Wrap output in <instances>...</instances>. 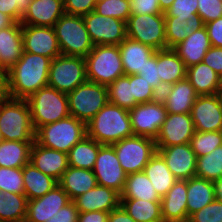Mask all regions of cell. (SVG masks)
<instances>
[{
	"label": "cell",
	"mask_w": 222,
	"mask_h": 222,
	"mask_svg": "<svg viewBox=\"0 0 222 222\" xmlns=\"http://www.w3.org/2000/svg\"><path fill=\"white\" fill-rule=\"evenodd\" d=\"M51 58L23 52L18 62L6 72L9 97L28 99L40 88L48 86Z\"/></svg>",
	"instance_id": "6da1fadb"
},
{
	"label": "cell",
	"mask_w": 222,
	"mask_h": 222,
	"mask_svg": "<svg viewBox=\"0 0 222 222\" xmlns=\"http://www.w3.org/2000/svg\"><path fill=\"white\" fill-rule=\"evenodd\" d=\"M86 135L102 145H112L133 136L129 110L108 102L86 124Z\"/></svg>",
	"instance_id": "7a4b0ae2"
},
{
	"label": "cell",
	"mask_w": 222,
	"mask_h": 222,
	"mask_svg": "<svg viewBox=\"0 0 222 222\" xmlns=\"http://www.w3.org/2000/svg\"><path fill=\"white\" fill-rule=\"evenodd\" d=\"M0 133L3 140L35 141L31 110L26 99L8 97L0 104Z\"/></svg>",
	"instance_id": "3957f363"
},
{
	"label": "cell",
	"mask_w": 222,
	"mask_h": 222,
	"mask_svg": "<svg viewBox=\"0 0 222 222\" xmlns=\"http://www.w3.org/2000/svg\"><path fill=\"white\" fill-rule=\"evenodd\" d=\"M85 136L86 124L74 116L43 125L35 131L38 144L66 154Z\"/></svg>",
	"instance_id": "277c9868"
},
{
	"label": "cell",
	"mask_w": 222,
	"mask_h": 222,
	"mask_svg": "<svg viewBox=\"0 0 222 222\" xmlns=\"http://www.w3.org/2000/svg\"><path fill=\"white\" fill-rule=\"evenodd\" d=\"M31 121L36 131L39 127L70 116L67 94L46 86L40 88L28 99Z\"/></svg>",
	"instance_id": "5b68a950"
},
{
	"label": "cell",
	"mask_w": 222,
	"mask_h": 222,
	"mask_svg": "<svg viewBox=\"0 0 222 222\" xmlns=\"http://www.w3.org/2000/svg\"><path fill=\"white\" fill-rule=\"evenodd\" d=\"M85 60L88 81L108 87L125 75L118 45H94Z\"/></svg>",
	"instance_id": "8992f818"
},
{
	"label": "cell",
	"mask_w": 222,
	"mask_h": 222,
	"mask_svg": "<svg viewBox=\"0 0 222 222\" xmlns=\"http://www.w3.org/2000/svg\"><path fill=\"white\" fill-rule=\"evenodd\" d=\"M62 55L85 58L94 44L83 16L64 14L53 26Z\"/></svg>",
	"instance_id": "52a82bcc"
},
{
	"label": "cell",
	"mask_w": 222,
	"mask_h": 222,
	"mask_svg": "<svg viewBox=\"0 0 222 222\" xmlns=\"http://www.w3.org/2000/svg\"><path fill=\"white\" fill-rule=\"evenodd\" d=\"M69 113L87 124L108 102V87L85 81L67 94Z\"/></svg>",
	"instance_id": "ba28073f"
},
{
	"label": "cell",
	"mask_w": 222,
	"mask_h": 222,
	"mask_svg": "<svg viewBox=\"0 0 222 222\" xmlns=\"http://www.w3.org/2000/svg\"><path fill=\"white\" fill-rule=\"evenodd\" d=\"M87 81L86 60L83 57L60 55L51 61L48 86L68 94Z\"/></svg>",
	"instance_id": "9c48e42d"
},
{
	"label": "cell",
	"mask_w": 222,
	"mask_h": 222,
	"mask_svg": "<svg viewBox=\"0 0 222 222\" xmlns=\"http://www.w3.org/2000/svg\"><path fill=\"white\" fill-rule=\"evenodd\" d=\"M122 169L128 174L142 172L156 153L155 140L133 135L112 144Z\"/></svg>",
	"instance_id": "30bf717a"
},
{
	"label": "cell",
	"mask_w": 222,
	"mask_h": 222,
	"mask_svg": "<svg viewBox=\"0 0 222 222\" xmlns=\"http://www.w3.org/2000/svg\"><path fill=\"white\" fill-rule=\"evenodd\" d=\"M126 34L127 38L150 46L156 51L167 49L164 13L131 15L126 22Z\"/></svg>",
	"instance_id": "8fae6325"
},
{
	"label": "cell",
	"mask_w": 222,
	"mask_h": 222,
	"mask_svg": "<svg viewBox=\"0 0 222 222\" xmlns=\"http://www.w3.org/2000/svg\"><path fill=\"white\" fill-rule=\"evenodd\" d=\"M129 116L134 135L156 140L166 119L167 110L162 100L158 98L151 102L137 104L129 110Z\"/></svg>",
	"instance_id": "7c38bea8"
},
{
	"label": "cell",
	"mask_w": 222,
	"mask_h": 222,
	"mask_svg": "<svg viewBox=\"0 0 222 222\" xmlns=\"http://www.w3.org/2000/svg\"><path fill=\"white\" fill-rule=\"evenodd\" d=\"M83 21L94 45H119L127 38L126 22L120 19L92 11L83 16Z\"/></svg>",
	"instance_id": "4fadbf2b"
},
{
	"label": "cell",
	"mask_w": 222,
	"mask_h": 222,
	"mask_svg": "<svg viewBox=\"0 0 222 222\" xmlns=\"http://www.w3.org/2000/svg\"><path fill=\"white\" fill-rule=\"evenodd\" d=\"M93 173L98 185L111 188L119 194L122 193L127 173L122 169L112 145L100 147Z\"/></svg>",
	"instance_id": "5bb4252c"
},
{
	"label": "cell",
	"mask_w": 222,
	"mask_h": 222,
	"mask_svg": "<svg viewBox=\"0 0 222 222\" xmlns=\"http://www.w3.org/2000/svg\"><path fill=\"white\" fill-rule=\"evenodd\" d=\"M190 115L195 131H222L220 93L198 96L192 106Z\"/></svg>",
	"instance_id": "9a60e30c"
},
{
	"label": "cell",
	"mask_w": 222,
	"mask_h": 222,
	"mask_svg": "<svg viewBox=\"0 0 222 222\" xmlns=\"http://www.w3.org/2000/svg\"><path fill=\"white\" fill-rule=\"evenodd\" d=\"M195 132L191 115L187 113H167L159 135L155 140L156 147H168L188 144Z\"/></svg>",
	"instance_id": "2e32d148"
},
{
	"label": "cell",
	"mask_w": 222,
	"mask_h": 222,
	"mask_svg": "<svg viewBox=\"0 0 222 222\" xmlns=\"http://www.w3.org/2000/svg\"><path fill=\"white\" fill-rule=\"evenodd\" d=\"M25 52L54 59L62 55L53 27L22 25Z\"/></svg>",
	"instance_id": "e0dca14e"
},
{
	"label": "cell",
	"mask_w": 222,
	"mask_h": 222,
	"mask_svg": "<svg viewBox=\"0 0 222 222\" xmlns=\"http://www.w3.org/2000/svg\"><path fill=\"white\" fill-rule=\"evenodd\" d=\"M156 149L177 180H189L195 177L197 157L190 143L156 147Z\"/></svg>",
	"instance_id": "ac0fdd59"
},
{
	"label": "cell",
	"mask_w": 222,
	"mask_h": 222,
	"mask_svg": "<svg viewBox=\"0 0 222 222\" xmlns=\"http://www.w3.org/2000/svg\"><path fill=\"white\" fill-rule=\"evenodd\" d=\"M70 201L68 194L58 184L44 196L28 200L25 222H45Z\"/></svg>",
	"instance_id": "d6986e66"
},
{
	"label": "cell",
	"mask_w": 222,
	"mask_h": 222,
	"mask_svg": "<svg viewBox=\"0 0 222 222\" xmlns=\"http://www.w3.org/2000/svg\"><path fill=\"white\" fill-rule=\"evenodd\" d=\"M30 163L57 181L60 180L69 166L66 153L46 148L36 141H34L31 146Z\"/></svg>",
	"instance_id": "ffe728a7"
},
{
	"label": "cell",
	"mask_w": 222,
	"mask_h": 222,
	"mask_svg": "<svg viewBox=\"0 0 222 222\" xmlns=\"http://www.w3.org/2000/svg\"><path fill=\"white\" fill-rule=\"evenodd\" d=\"M199 95L187 78L165 87L159 98L162 100L167 113H191L193 104Z\"/></svg>",
	"instance_id": "44dd1931"
},
{
	"label": "cell",
	"mask_w": 222,
	"mask_h": 222,
	"mask_svg": "<svg viewBox=\"0 0 222 222\" xmlns=\"http://www.w3.org/2000/svg\"><path fill=\"white\" fill-rule=\"evenodd\" d=\"M79 213L90 211L111 212L120 206V194L111 188L96 185L93 189L75 198Z\"/></svg>",
	"instance_id": "7402d4cb"
},
{
	"label": "cell",
	"mask_w": 222,
	"mask_h": 222,
	"mask_svg": "<svg viewBox=\"0 0 222 222\" xmlns=\"http://www.w3.org/2000/svg\"><path fill=\"white\" fill-rule=\"evenodd\" d=\"M64 14L63 0H33L20 24L53 27Z\"/></svg>",
	"instance_id": "603a6c76"
},
{
	"label": "cell",
	"mask_w": 222,
	"mask_h": 222,
	"mask_svg": "<svg viewBox=\"0 0 222 222\" xmlns=\"http://www.w3.org/2000/svg\"><path fill=\"white\" fill-rule=\"evenodd\" d=\"M164 222H188L187 180H177L165 196L161 198Z\"/></svg>",
	"instance_id": "cb8c5ba5"
},
{
	"label": "cell",
	"mask_w": 222,
	"mask_h": 222,
	"mask_svg": "<svg viewBox=\"0 0 222 222\" xmlns=\"http://www.w3.org/2000/svg\"><path fill=\"white\" fill-rule=\"evenodd\" d=\"M24 52L22 25L15 22L0 30V69L7 72L22 57Z\"/></svg>",
	"instance_id": "d4e9b609"
},
{
	"label": "cell",
	"mask_w": 222,
	"mask_h": 222,
	"mask_svg": "<svg viewBox=\"0 0 222 222\" xmlns=\"http://www.w3.org/2000/svg\"><path fill=\"white\" fill-rule=\"evenodd\" d=\"M211 43L206 28L193 31L184 41L176 45L173 50L184 62L186 68L201 63Z\"/></svg>",
	"instance_id": "484cf974"
},
{
	"label": "cell",
	"mask_w": 222,
	"mask_h": 222,
	"mask_svg": "<svg viewBox=\"0 0 222 222\" xmlns=\"http://www.w3.org/2000/svg\"><path fill=\"white\" fill-rule=\"evenodd\" d=\"M125 75L139 74L156 50L140 42L126 38L119 45Z\"/></svg>",
	"instance_id": "4316f807"
},
{
	"label": "cell",
	"mask_w": 222,
	"mask_h": 222,
	"mask_svg": "<svg viewBox=\"0 0 222 222\" xmlns=\"http://www.w3.org/2000/svg\"><path fill=\"white\" fill-rule=\"evenodd\" d=\"M58 184L68 194L70 200L73 201L78 196L93 189L97 185V179L93 170L68 166Z\"/></svg>",
	"instance_id": "83f0119b"
},
{
	"label": "cell",
	"mask_w": 222,
	"mask_h": 222,
	"mask_svg": "<svg viewBox=\"0 0 222 222\" xmlns=\"http://www.w3.org/2000/svg\"><path fill=\"white\" fill-rule=\"evenodd\" d=\"M157 65L164 87L186 78L187 68L173 49L157 50Z\"/></svg>",
	"instance_id": "f1b7e54d"
},
{
	"label": "cell",
	"mask_w": 222,
	"mask_h": 222,
	"mask_svg": "<svg viewBox=\"0 0 222 222\" xmlns=\"http://www.w3.org/2000/svg\"><path fill=\"white\" fill-rule=\"evenodd\" d=\"M186 78L199 96L220 93V76L203 62L188 67Z\"/></svg>",
	"instance_id": "f546056e"
},
{
	"label": "cell",
	"mask_w": 222,
	"mask_h": 222,
	"mask_svg": "<svg viewBox=\"0 0 222 222\" xmlns=\"http://www.w3.org/2000/svg\"><path fill=\"white\" fill-rule=\"evenodd\" d=\"M24 194L28 200L37 199L52 190L58 181L38 170L32 163L22 167Z\"/></svg>",
	"instance_id": "4dcf8cb0"
},
{
	"label": "cell",
	"mask_w": 222,
	"mask_h": 222,
	"mask_svg": "<svg viewBox=\"0 0 222 222\" xmlns=\"http://www.w3.org/2000/svg\"><path fill=\"white\" fill-rule=\"evenodd\" d=\"M215 199L214 183L199 177L187 180V215L189 217Z\"/></svg>",
	"instance_id": "1f68e13d"
},
{
	"label": "cell",
	"mask_w": 222,
	"mask_h": 222,
	"mask_svg": "<svg viewBox=\"0 0 222 222\" xmlns=\"http://www.w3.org/2000/svg\"><path fill=\"white\" fill-rule=\"evenodd\" d=\"M143 171L161 198L166 195L169 189L177 181L167 167L165 160L157 151L150 158Z\"/></svg>",
	"instance_id": "d6a6232c"
},
{
	"label": "cell",
	"mask_w": 222,
	"mask_h": 222,
	"mask_svg": "<svg viewBox=\"0 0 222 222\" xmlns=\"http://www.w3.org/2000/svg\"><path fill=\"white\" fill-rule=\"evenodd\" d=\"M205 27L204 21L199 15H195L188 20L177 19V17H165V37L167 49H173L181 43L193 31Z\"/></svg>",
	"instance_id": "836d02e7"
},
{
	"label": "cell",
	"mask_w": 222,
	"mask_h": 222,
	"mask_svg": "<svg viewBox=\"0 0 222 222\" xmlns=\"http://www.w3.org/2000/svg\"><path fill=\"white\" fill-rule=\"evenodd\" d=\"M101 146L102 144L86 135L67 153L68 165L93 170Z\"/></svg>",
	"instance_id": "e575fe53"
},
{
	"label": "cell",
	"mask_w": 222,
	"mask_h": 222,
	"mask_svg": "<svg viewBox=\"0 0 222 222\" xmlns=\"http://www.w3.org/2000/svg\"><path fill=\"white\" fill-rule=\"evenodd\" d=\"M120 199H142L145 201H161L153 184L144 171L127 175Z\"/></svg>",
	"instance_id": "d590c367"
},
{
	"label": "cell",
	"mask_w": 222,
	"mask_h": 222,
	"mask_svg": "<svg viewBox=\"0 0 222 222\" xmlns=\"http://www.w3.org/2000/svg\"><path fill=\"white\" fill-rule=\"evenodd\" d=\"M120 206L136 222H164L162 218L161 201L120 199Z\"/></svg>",
	"instance_id": "8d00e7d4"
},
{
	"label": "cell",
	"mask_w": 222,
	"mask_h": 222,
	"mask_svg": "<svg viewBox=\"0 0 222 222\" xmlns=\"http://www.w3.org/2000/svg\"><path fill=\"white\" fill-rule=\"evenodd\" d=\"M33 142L2 140L0 142V167L22 168L30 162Z\"/></svg>",
	"instance_id": "74e56055"
},
{
	"label": "cell",
	"mask_w": 222,
	"mask_h": 222,
	"mask_svg": "<svg viewBox=\"0 0 222 222\" xmlns=\"http://www.w3.org/2000/svg\"><path fill=\"white\" fill-rule=\"evenodd\" d=\"M28 199L25 194L0 189V222H25Z\"/></svg>",
	"instance_id": "f35d334b"
},
{
	"label": "cell",
	"mask_w": 222,
	"mask_h": 222,
	"mask_svg": "<svg viewBox=\"0 0 222 222\" xmlns=\"http://www.w3.org/2000/svg\"><path fill=\"white\" fill-rule=\"evenodd\" d=\"M195 176L212 182L222 177V145L207 155L197 157Z\"/></svg>",
	"instance_id": "ab89813d"
},
{
	"label": "cell",
	"mask_w": 222,
	"mask_h": 222,
	"mask_svg": "<svg viewBox=\"0 0 222 222\" xmlns=\"http://www.w3.org/2000/svg\"><path fill=\"white\" fill-rule=\"evenodd\" d=\"M109 102L121 108L130 110L138 103L132 97V83L129 81V75L117 78L108 86Z\"/></svg>",
	"instance_id": "60d3db41"
},
{
	"label": "cell",
	"mask_w": 222,
	"mask_h": 222,
	"mask_svg": "<svg viewBox=\"0 0 222 222\" xmlns=\"http://www.w3.org/2000/svg\"><path fill=\"white\" fill-rule=\"evenodd\" d=\"M190 145L196 157L207 155L222 145V131H195L191 138Z\"/></svg>",
	"instance_id": "b9f144b4"
},
{
	"label": "cell",
	"mask_w": 222,
	"mask_h": 222,
	"mask_svg": "<svg viewBox=\"0 0 222 222\" xmlns=\"http://www.w3.org/2000/svg\"><path fill=\"white\" fill-rule=\"evenodd\" d=\"M96 13L127 22L131 16L130 0H103L96 3Z\"/></svg>",
	"instance_id": "7bdbcfd3"
},
{
	"label": "cell",
	"mask_w": 222,
	"mask_h": 222,
	"mask_svg": "<svg viewBox=\"0 0 222 222\" xmlns=\"http://www.w3.org/2000/svg\"><path fill=\"white\" fill-rule=\"evenodd\" d=\"M0 189L5 193L24 194L22 168L0 167Z\"/></svg>",
	"instance_id": "ee69618b"
},
{
	"label": "cell",
	"mask_w": 222,
	"mask_h": 222,
	"mask_svg": "<svg viewBox=\"0 0 222 222\" xmlns=\"http://www.w3.org/2000/svg\"><path fill=\"white\" fill-rule=\"evenodd\" d=\"M129 81L132 83V97L138 104L157 100L160 94L138 74L129 75Z\"/></svg>",
	"instance_id": "f6af8a7d"
},
{
	"label": "cell",
	"mask_w": 222,
	"mask_h": 222,
	"mask_svg": "<svg viewBox=\"0 0 222 222\" xmlns=\"http://www.w3.org/2000/svg\"><path fill=\"white\" fill-rule=\"evenodd\" d=\"M198 15V0H174L171 7L164 13L165 17H177L183 21Z\"/></svg>",
	"instance_id": "bcb514c9"
},
{
	"label": "cell",
	"mask_w": 222,
	"mask_h": 222,
	"mask_svg": "<svg viewBox=\"0 0 222 222\" xmlns=\"http://www.w3.org/2000/svg\"><path fill=\"white\" fill-rule=\"evenodd\" d=\"M188 222H222V201L214 199L210 204L193 213Z\"/></svg>",
	"instance_id": "7dc6e473"
},
{
	"label": "cell",
	"mask_w": 222,
	"mask_h": 222,
	"mask_svg": "<svg viewBox=\"0 0 222 222\" xmlns=\"http://www.w3.org/2000/svg\"><path fill=\"white\" fill-rule=\"evenodd\" d=\"M141 77L144 78L159 94H161L164 90V86L161 83L158 65H157V51L148 58L146 65L143 70L139 72Z\"/></svg>",
	"instance_id": "c3c4849f"
},
{
	"label": "cell",
	"mask_w": 222,
	"mask_h": 222,
	"mask_svg": "<svg viewBox=\"0 0 222 222\" xmlns=\"http://www.w3.org/2000/svg\"><path fill=\"white\" fill-rule=\"evenodd\" d=\"M198 15L208 23L222 17L221 0H198Z\"/></svg>",
	"instance_id": "681fc988"
},
{
	"label": "cell",
	"mask_w": 222,
	"mask_h": 222,
	"mask_svg": "<svg viewBox=\"0 0 222 222\" xmlns=\"http://www.w3.org/2000/svg\"><path fill=\"white\" fill-rule=\"evenodd\" d=\"M64 12L69 15L85 16L95 10L96 0H63Z\"/></svg>",
	"instance_id": "f907efd6"
},
{
	"label": "cell",
	"mask_w": 222,
	"mask_h": 222,
	"mask_svg": "<svg viewBox=\"0 0 222 222\" xmlns=\"http://www.w3.org/2000/svg\"><path fill=\"white\" fill-rule=\"evenodd\" d=\"M131 15H150L163 13L159 0H130Z\"/></svg>",
	"instance_id": "816d5d0a"
},
{
	"label": "cell",
	"mask_w": 222,
	"mask_h": 222,
	"mask_svg": "<svg viewBox=\"0 0 222 222\" xmlns=\"http://www.w3.org/2000/svg\"><path fill=\"white\" fill-rule=\"evenodd\" d=\"M79 211L74 201L62 207L54 216L45 222H78Z\"/></svg>",
	"instance_id": "f5cc1de1"
},
{
	"label": "cell",
	"mask_w": 222,
	"mask_h": 222,
	"mask_svg": "<svg viewBox=\"0 0 222 222\" xmlns=\"http://www.w3.org/2000/svg\"><path fill=\"white\" fill-rule=\"evenodd\" d=\"M202 62L212 68L221 77L222 47L211 46V48L206 52Z\"/></svg>",
	"instance_id": "db71d44e"
},
{
	"label": "cell",
	"mask_w": 222,
	"mask_h": 222,
	"mask_svg": "<svg viewBox=\"0 0 222 222\" xmlns=\"http://www.w3.org/2000/svg\"><path fill=\"white\" fill-rule=\"evenodd\" d=\"M211 46L222 47V17L205 24Z\"/></svg>",
	"instance_id": "11a10c76"
},
{
	"label": "cell",
	"mask_w": 222,
	"mask_h": 222,
	"mask_svg": "<svg viewBox=\"0 0 222 222\" xmlns=\"http://www.w3.org/2000/svg\"><path fill=\"white\" fill-rule=\"evenodd\" d=\"M109 212L90 211L79 213L78 222H108Z\"/></svg>",
	"instance_id": "9f6ffc18"
},
{
	"label": "cell",
	"mask_w": 222,
	"mask_h": 222,
	"mask_svg": "<svg viewBox=\"0 0 222 222\" xmlns=\"http://www.w3.org/2000/svg\"><path fill=\"white\" fill-rule=\"evenodd\" d=\"M108 222H136L128 213L119 206L112 210L108 216Z\"/></svg>",
	"instance_id": "6f0895ef"
},
{
	"label": "cell",
	"mask_w": 222,
	"mask_h": 222,
	"mask_svg": "<svg viewBox=\"0 0 222 222\" xmlns=\"http://www.w3.org/2000/svg\"><path fill=\"white\" fill-rule=\"evenodd\" d=\"M0 12L17 22L16 0H0Z\"/></svg>",
	"instance_id": "680465c9"
},
{
	"label": "cell",
	"mask_w": 222,
	"mask_h": 222,
	"mask_svg": "<svg viewBox=\"0 0 222 222\" xmlns=\"http://www.w3.org/2000/svg\"><path fill=\"white\" fill-rule=\"evenodd\" d=\"M9 97L6 72L0 69V104Z\"/></svg>",
	"instance_id": "91938a15"
},
{
	"label": "cell",
	"mask_w": 222,
	"mask_h": 222,
	"mask_svg": "<svg viewBox=\"0 0 222 222\" xmlns=\"http://www.w3.org/2000/svg\"><path fill=\"white\" fill-rule=\"evenodd\" d=\"M33 0H16L17 22H21L22 16L26 13L28 6Z\"/></svg>",
	"instance_id": "94428289"
},
{
	"label": "cell",
	"mask_w": 222,
	"mask_h": 222,
	"mask_svg": "<svg viewBox=\"0 0 222 222\" xmlns=\"http://www.w3.org/2000/svg\"><path fill=\"white\" fill-rule=\"evenodd\" d=\"M14 23L15 21L11 17L0 12V30L12 26Z\"/></svg>",
	"instance_id": "6125c7cd"
},
{
	"label": "cell",
	"mask_w": 222,
	"mask_h": 222,
	"mask_svg": "<svg viewBox=\"0 0 222 222\" xmlns=\"http://www.w3.org/2000/svg\"><path fill=\"white\" fill-rule=\"evenodd\" d=\"M215 199L222 201V177L214 182Z\"/></svg>",
	"instance_id": "be15d7a7"
},
{
	"label": "cell",
	"mask_w": 222,
	"mask_h": 222,
	"mask_svg": "<svg viewBox=\"0 0 222 222\" xmlns=\"http://www.w3.org/2000/svg\"><path fill=\"white\" fill-rule=\"evenodd\" d=\"M174 0H159L160 9L165 13L173 4Z\"/></svg>",
	"instance_id": "e7e4bbea"
},
{
	"label": "cell",
	"mask_w": 222,
	"mask_h": 222,
	"mask_svg": "<svg viewBox=\"0 0 222 222\" xmlns=\"http://www.w3.org/2000/svg\"><path fill=\"white\" fill-rule=\"evenodd\" d=\"M220 92L222 93V76L220 77Z\"/></svg>",
	"instance_id": "03108f58"
},
{
	"label": "cell",
	"mask_w": 222,
	"mask_h": 222,
	"mask_svg": "<svg viewBox=\"0 0 222 222\" xmlns=\"http://www.w3.org/2000/svg\"><path fill=\"white\" fill-rule=\"evenodd\" d=\"M220 105H221V109H222V93L220 92Z\"/></svg>",
	"instance_id": "003e7915"
}]
</instances>
